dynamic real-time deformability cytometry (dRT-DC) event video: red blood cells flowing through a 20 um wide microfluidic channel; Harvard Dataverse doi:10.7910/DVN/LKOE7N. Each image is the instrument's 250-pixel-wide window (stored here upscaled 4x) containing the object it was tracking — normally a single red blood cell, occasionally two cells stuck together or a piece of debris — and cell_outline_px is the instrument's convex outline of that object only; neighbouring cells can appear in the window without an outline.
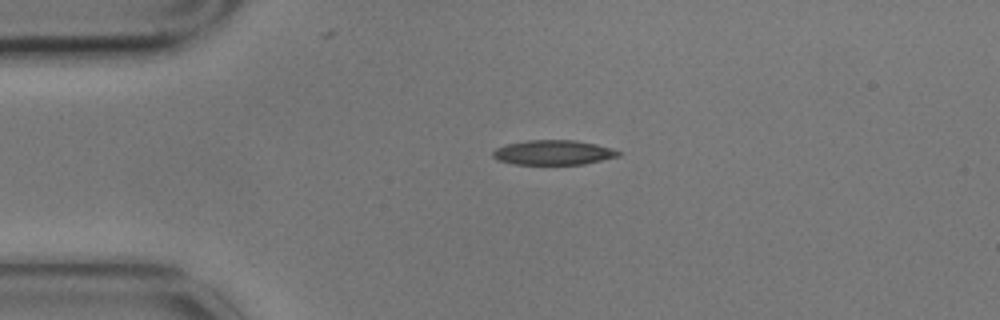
{"species": "common noctule bat (a hibernating species)", "species_latin": "Nyctalus noctula", "temperature_condition": "cold", "stored_images_in_passage": 2, "camera_frame_rate_fps": 3000, "um_per_image_px": 0.085, "animal": {"sex": "male", "body_mass_g": 17.9}, "frame": {"image": 1, "passage_image": 1, "time_ms": 0.0, "image_size_px": [1000, 320], "cell_outline_px": [[620, 156], [584, 164], [512, 164], [500, 160], [492, 156], [492, 152], [496, 148], [508, 144], [528, 140], [576, 140], [596, 144], [620, 152]], "centroid_in_image_um": [47.02, 12.96], "position_along_channel_um": 38.0, "area_um2": 17.86}}